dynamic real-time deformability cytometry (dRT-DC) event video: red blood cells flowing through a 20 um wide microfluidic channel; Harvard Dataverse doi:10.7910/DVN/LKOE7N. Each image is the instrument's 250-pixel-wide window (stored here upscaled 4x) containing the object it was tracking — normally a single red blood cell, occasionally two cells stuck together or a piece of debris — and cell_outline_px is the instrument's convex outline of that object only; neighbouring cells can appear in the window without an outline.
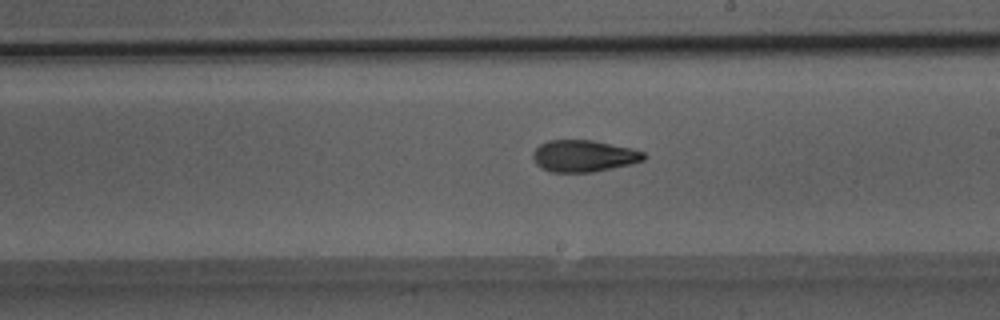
{"species": "Egyptian fruit bat (a non-hibernating species)", "species_latin": "Rousettus aegyptiacus", "temperature_condition": "room temperature", "stored_images_in_passage": 51, "camera_frame_rate_fps": 3000, "um_per_image_px": 0.085, "animal": {"sex": "male"}, "frame": {"image": 1, "passage_image": 30, "time_ms": 9.667, "image_size_px": [1000, 320], "cell_outline_px": [[648, 156], [644, 160], [632, 164], [592, 172], [552, 172], [540, 168], [536, 164], [532, 156], [532, 152], [540, 144], [548, 140], [592, 140], [632, 148], [644, 152]], "centroid_in_image_um": [49.62, 13.26], "position_along_channel_um": 239.4, "area_um2": 20.69}}
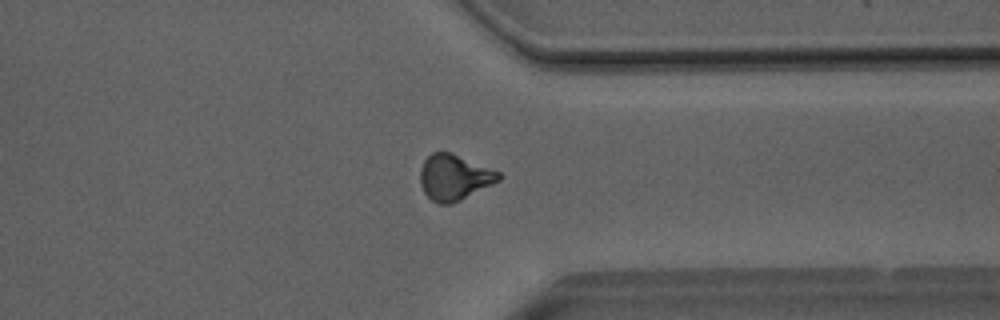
{"frame": {"image": 2, "passage_image": 40, "time_ms": 13.0, "image_size_px": [1000, 320], "cell_outline_px": [[504, 176], [500, 180], [452, 204], [440, 204], [432, 200], [424, 192], [420, 184], [420, 168], [424, 160], [432, 152], [452, 152], [500, 172]], "centroid_in_image_um": [38.61, 15.06], "position_along_channel_um": 372.8, "area_um2": 20.92}}
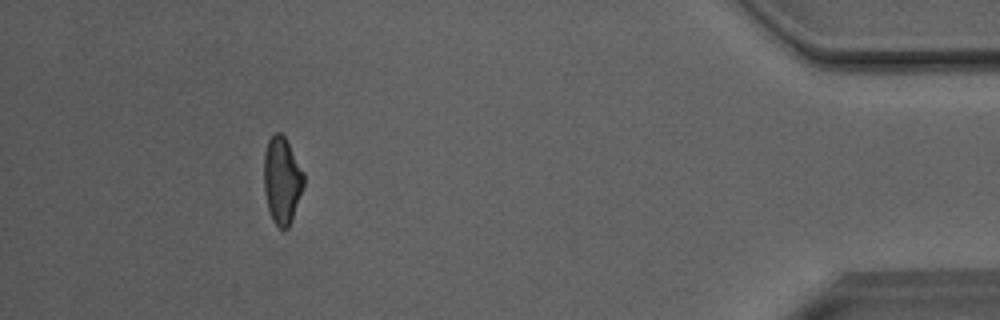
{"frame": {"image": 3, "passage_image": 47, "time_ms": 15.333, "image_size_px": [1000, 320], "cell_outline_px": [[304, 184], [292, 220], [288, 228], [280, 228], [272, 220], [268, 208], [264, 192], [264, 152], [268, 140], [276, 132], [280, 132], [284, 136], [304, 172]], "centroid_in_image_um": [23.96, 15.32], "position_along_channel_um": 411.2, "area_um2": 20.06}, "authors_computed_cell_mechanics": {"area_um2": 20.9236, "velocity_mm_per_s": 4.0606, "shape_relaxation_time_tau1_ms": 6.3053, "shape_relaxation_time_tau2_ms": 2.7795, "deformation_change_tau1": 0.1854, "deformation_change_tau2": 0.0868}}